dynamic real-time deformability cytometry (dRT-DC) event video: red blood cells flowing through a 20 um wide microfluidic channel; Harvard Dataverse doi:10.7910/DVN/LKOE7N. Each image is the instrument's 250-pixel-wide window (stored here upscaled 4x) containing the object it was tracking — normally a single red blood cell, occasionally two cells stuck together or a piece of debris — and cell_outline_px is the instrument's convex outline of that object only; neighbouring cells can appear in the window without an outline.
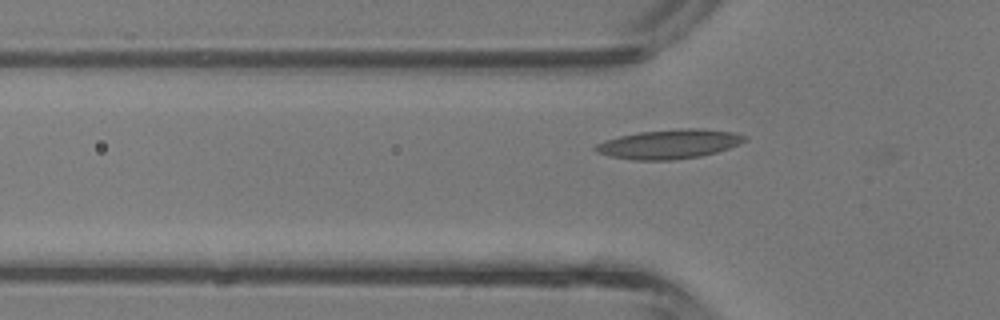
{"species": "common noctule bat (a hibernating species)", "species_latin": "Nyctalus noctula", "temperature_condition": "room temperature", "stored_images_in_passage": 7, "segment_of_instrument_passage": [2, 2], "camera_frame_rate_fps": 3000, "um_per_image_px": 0.085, "animal": {"sex": "male", "body_mass_g": 13.3}, "frame": {"image": 1, "passage_image": 7, "time_ms": 2.0, "image_size_px": [1000, 320], "cell_outline_px": [[748, 136], [740, 144], [716, 152], [700, 156], [672, 160], [632, 160], [612, 156], [596, 152], [592, 148], [596, 144], [604, 140], [620, 136], [640, 132], [680, 128], [700, 128], [732, 132]], "centroid_in_image_um": [56.87, 12.24], "position_along_channel_um": 68.9, "area_um2": 25.37}}